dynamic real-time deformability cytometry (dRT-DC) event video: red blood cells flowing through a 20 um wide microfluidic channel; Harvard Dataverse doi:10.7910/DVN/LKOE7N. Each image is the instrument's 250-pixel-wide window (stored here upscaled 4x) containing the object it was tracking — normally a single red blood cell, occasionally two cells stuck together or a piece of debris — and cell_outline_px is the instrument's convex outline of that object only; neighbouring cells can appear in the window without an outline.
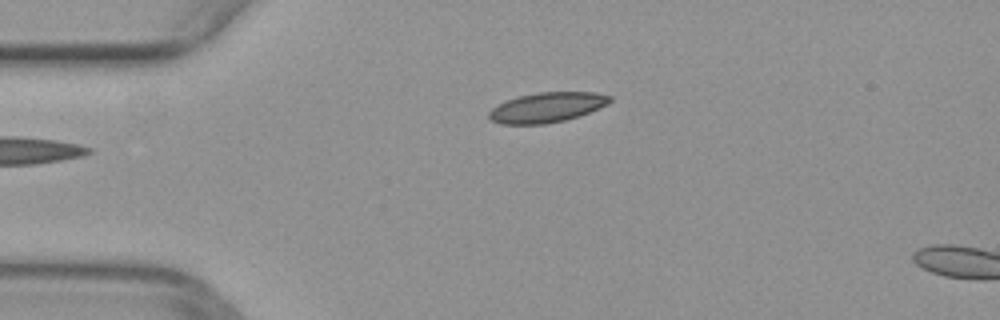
{"species": "common noctule bat (a hibernating species)", "species_latin": "Nyctalus noctula", "temperature_condition": "warm", "stored_images_in_passage": 35, "camera_frame_rate_fps": 3000, "um_per_image_px": 0.085, "animal": {"sex": "female", "body_mass_g": 29.2, "forearm_length_mm": 56.3}, "frame": {"image": 1, "passage_image": 1, "time_ms": 0.0, "image_size_px": [1000, 320], "cell_outline_px": [[612, 100], [608, 104], [580, 116], [564, 120], [544, 124], [500, 124], [492, 120], [488, 116], [488, 112], [492, 108], [508, 100], [520, 96], [540, 92], [596, 92], [612, 96]], "centroid_in_image_um": [46.53, 9.13], "position_along_channel_um": 38.5, "area_um2": 20.98}}
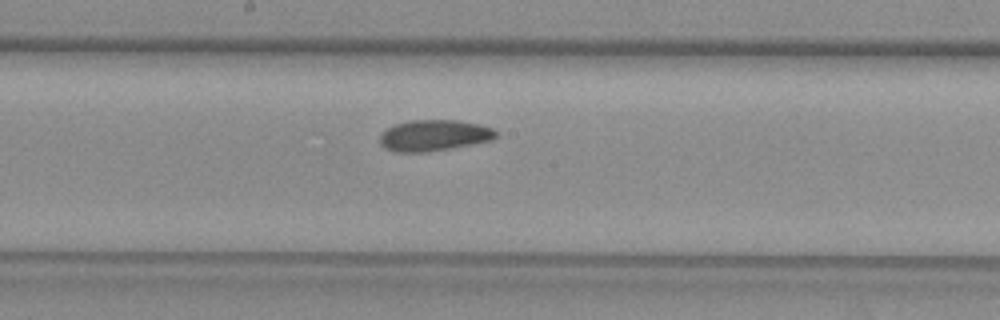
{"frame": {"image": 2, "passage_image": 16, "time_ms": 5.0, "image_size_px": [1000, 320], "cell_outline_px": [[496, 136], [492, 140], [448, 148], [424, 152], [396, 152], [384, 148], [380, 144], [380, 136], [388, 128], [396, 124], [408, 120], [456, 120], [480, 124], [492, 128], [496, 132]], "centroid_in_image_um": [36.87, 11.5], "position_along_channel_um": 211.3, "area_um2": 20.81}}
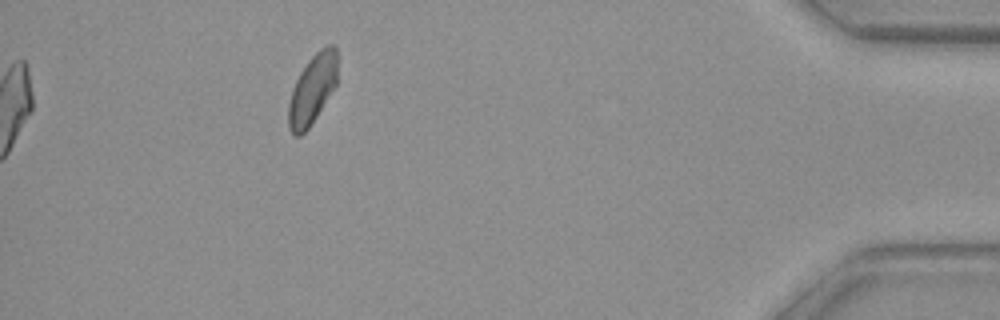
{"frame": {"image": 3, "passage_image": 35, "time_ms": 11.333, "image_size_px": [1000, 320], "cell_outline_px": [[336, 84], [316, 116], [308, 128], [300, 136], [296, 136], [288, 128], [288, 104], [292, 88], [300, 72], [308, 60], [320, 48], [328, 44], [336, 44]], "centroid_in_image_um": [26.53, 7.57], "position_along_channel_um": 408.7, "area_um2": 19.59}}